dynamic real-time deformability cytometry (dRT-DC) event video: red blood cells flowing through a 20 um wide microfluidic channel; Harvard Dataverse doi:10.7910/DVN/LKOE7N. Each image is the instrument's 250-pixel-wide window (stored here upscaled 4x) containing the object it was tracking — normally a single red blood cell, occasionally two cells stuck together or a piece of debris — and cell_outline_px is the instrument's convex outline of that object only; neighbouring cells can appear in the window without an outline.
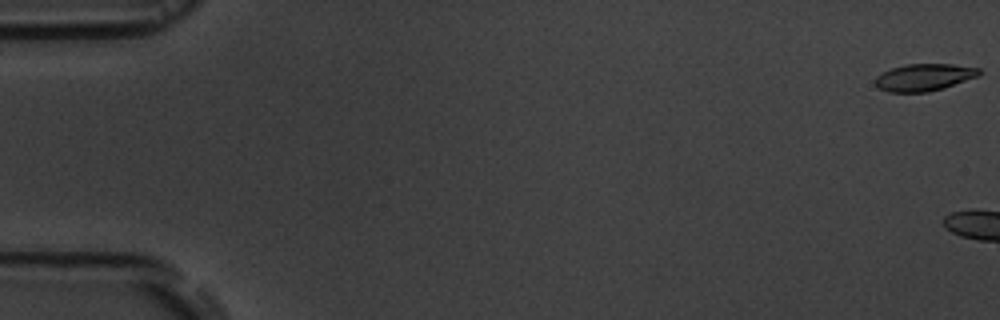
{"species": "common noctule bat (a hibernating species)", "species_latin": "Nyctalus noctula", "temperature_condition": "room temperature", "stored_images_in_passage": 7, "camera_frame_rate_fps": 3000, "um_per_image_px": 0.085, "animal": {"sex": "male", "body_mass_g": 19.5, "forearm_length_mm": 54.6}, "frame": {"image": 1, "passage_image": 1, "time_ms": 0.0, "image_size_px": [1000, 320], "cell_outline_px": [[980, 76], [944, 88], [928, 92], [888, 92], [880, 88], [876, 84], [876, 76], [880, 72], [904, 64], [952, 64], [980, 68]], "centroid_in_image_um": [78.56, 6.57], "position_along_channel_um": 6.4, "area_um2": 16.53}}
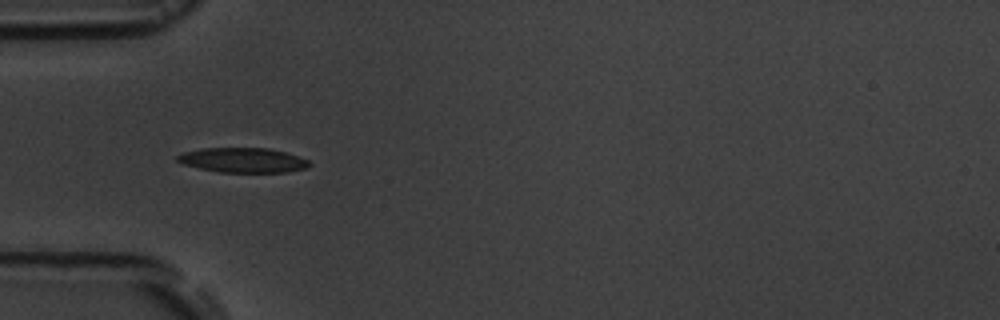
{"frame": {"image": 2, "passage_image": 6, "time_ms": 7.0, "image_size_px": [1000, 320], "cell_outline_px": [[312, 164], [308, 168], [288, 172], [220, 172], [200, 168], [184, 164], [176, 160], [176, 156], [184, 152], [200, 148], [268, 148], [284, 152], [308, 160]], "centroid_in_image_um": [20.66, 13.61], "position_along_channel_um": 64.3, "area_um2": 18.96}}
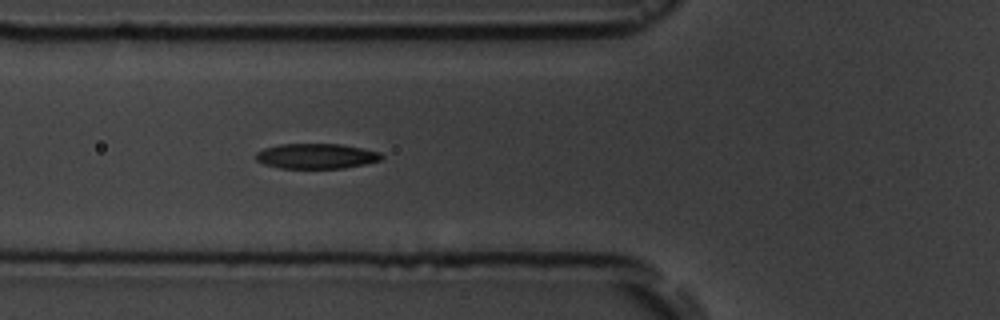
{"frame": {"image": 3, "passage_image": 7, "time_ms": 8.0, "image_size_px": [1000, 320], "cell_outline_px": [[384, 156], [380, 160], [364, 164], [344, 168], [280, 168], [264, 164], [256, 160], [256, 152], [264, 148], [280, 144], [340, 144], [380, 152]], "centroid_in_image_um": [26.87, 13.27], "position_along_channel_um": 98.9, "area_um2": 18.32}}